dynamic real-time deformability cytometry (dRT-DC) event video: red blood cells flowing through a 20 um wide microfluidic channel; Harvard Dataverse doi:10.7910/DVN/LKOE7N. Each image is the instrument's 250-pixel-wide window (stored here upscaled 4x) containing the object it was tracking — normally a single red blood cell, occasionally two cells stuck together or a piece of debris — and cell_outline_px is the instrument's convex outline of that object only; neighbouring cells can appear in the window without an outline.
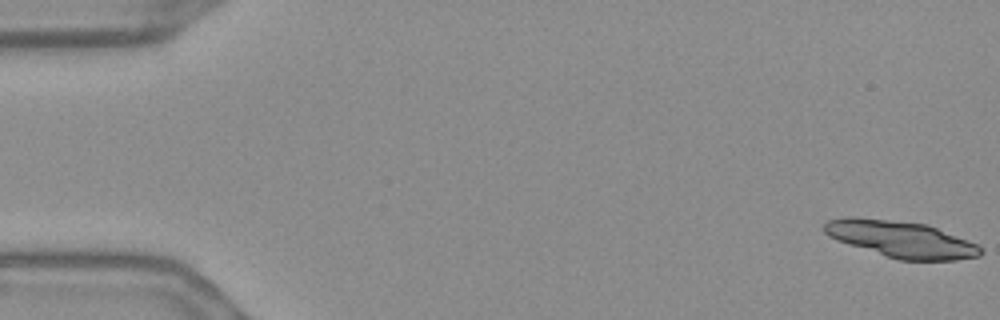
{"species": "Egyptian fruit bat (a non-hibernating species)", "species_latin": "Rousettus aegyptiacus", "temperature_condition": "warm", "stored_images_in_passage": 32, "camera_frame_rate_fps": 3000, "um_per_image_px": 0.085, "frame": {"image": 1, "passage_image": 1, "time_ms": 0.0, "image_size_px": [1000, 320], "cell_outline_px": [[984, 252], [980, 256], [956, 260], [900, 260], [848, 244], [836, 240], [828, 236], [824, 232], [824, 224], [828, 220], [844, 216], [852, 216], [924, 224], [936, 228], [976, 244]], "centroid_in_image_um": [76.54, 20.33], "position_along_channel_um": 8.5, "area_um2": 32.77}}
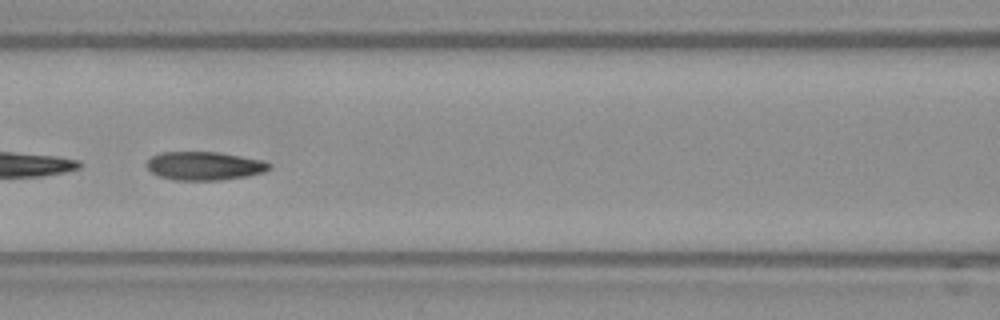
{"frame": {"image": 2, "passage_image": 25, "time_ms": 8.0, "image_size_px": [1000, 320], "cell_outline_px": [[272, 168], [264, 172], [248, 176], [220, 180], [172, 180], [160, 176], [152, 172], [144, 164], [152, 156], [160, 152], [216, 152], [264, 160], [272, 164]], "centroid_in_image_um": [17.39, 14.1], "position_along_channel_um": 149.2, "area_um2": 20.46}}